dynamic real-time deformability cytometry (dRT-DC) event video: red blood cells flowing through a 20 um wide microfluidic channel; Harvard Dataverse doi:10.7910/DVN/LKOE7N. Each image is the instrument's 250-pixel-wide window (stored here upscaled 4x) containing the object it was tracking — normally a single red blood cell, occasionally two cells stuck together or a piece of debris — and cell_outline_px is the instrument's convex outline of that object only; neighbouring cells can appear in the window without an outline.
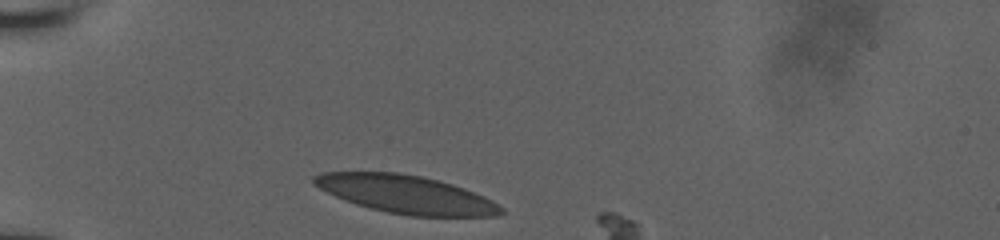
{"species": "human", "species_latin": "Homo sapiens", "temperature_condition": "room temperature", "stored_images_in_passage": 3, "camera_frame_rate_fps": 3000, "um_per_image_px": 0.085, "donor": {"sex": "male"}, "frame": {"image": 1, "passage_image": 1, "time_ms": 0.0, "image_size_px": [1000, 240], "cell_outline_px": [[504, 212], [496, 216], [408, 216], [388, 212], [356, 204], [344, 200], [312, 184], [312, 176], [320, 172], [400, 172], [420, 176], [452, 184], [464, 188], [484, 196], [492, 200], [504, 208]], "centroid_in_image_um": [34.51, 16.51], "position_along_channel_um": 50.5, "area_um2": 41.38}}